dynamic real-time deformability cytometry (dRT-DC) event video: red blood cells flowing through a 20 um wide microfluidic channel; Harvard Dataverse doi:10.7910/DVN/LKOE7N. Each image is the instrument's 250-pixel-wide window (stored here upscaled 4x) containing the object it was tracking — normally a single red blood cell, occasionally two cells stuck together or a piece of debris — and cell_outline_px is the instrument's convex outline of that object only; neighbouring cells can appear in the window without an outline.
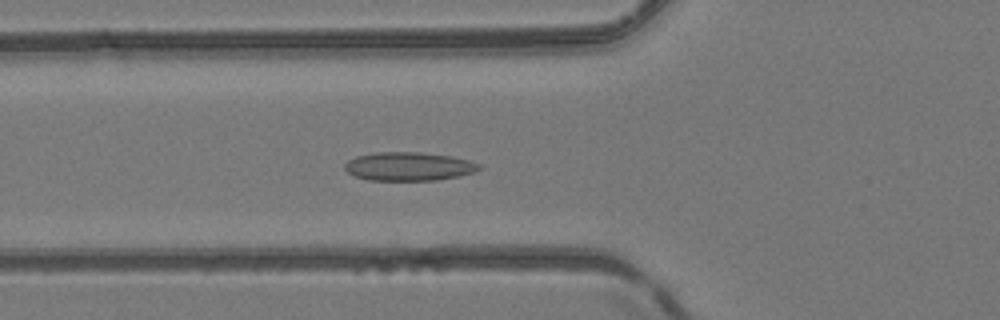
{"species": "common noctule bat (a hibernating species)", "species_latin": "Nyctalus noctula", "temperature_condition": "room temperature", "stored_images_in_passage": 41, "camera_frame_rate_fps": 3000, "um_per_image_px": 0.085, "animal": {"sex": "female", "body_mass_g": 24.6, "forearm_length_mm": 56.2}, "frame": {"image": 1, "passage_image": 9, "time_ms": 2.667, "image_size_px": [1000, 320], "cell_outline_px": [[484, 168], [472, 172], [456, 176], [436, 180], [368, 180], [356, 176], [348, 172], [344, 168], [344, 164], [348, 160], [356, 156], [376, 152], [420, 152], [452, 156], [468, 160], [480, 164]], "centroid_in_image_um": [34.73, 14.13], "position_along_channel_um": 91.1, "area_um2": 22.31}}
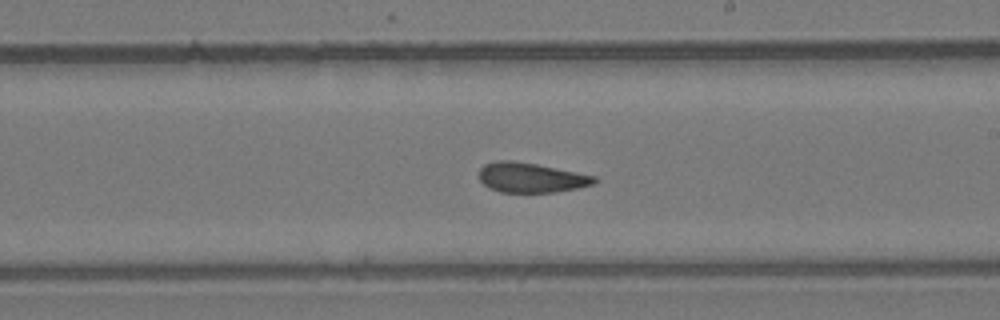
{"frame": {"image": 2, "passage_image": 20, "time_ms": 6.333, "image_size_px": [1000, 320], "cell_outline_px": [[596, 184], [576, 188], [552, 192], [500, 192], [488, 188], [480, 180], [480, 168], [484, 164], [496, 160], [512, 160], [536, 164], [596, 176]], "centroid_in_image_um": [45.11, 15.09], "position_along_channel_um": 243.9, "area_um2": 19.94}}
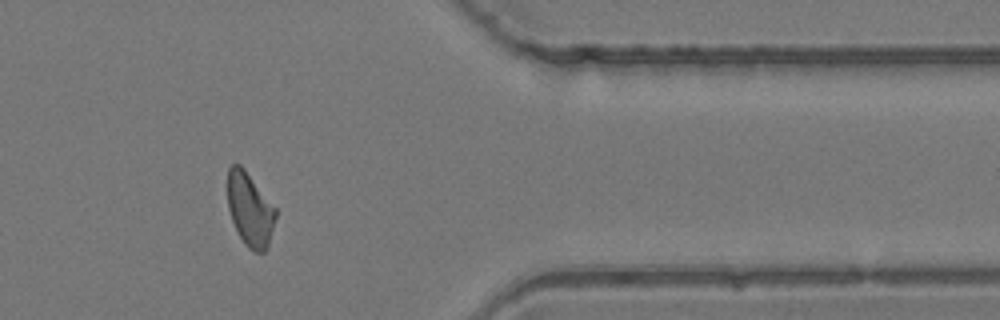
{"frame": {"image": 3, "passage_image": 32, "time_ms": 10.333, "image_size_px": [1000, 320], "cell_outline_px": [[276, 216], [268, 248], [264, 252], [252, 252], [244, 244], [232, 220], [228, 208], [228, 168], [232, 164], [240, 164], [244, 168], [276, 208]], "centroid_in_image_um": [21.25, 17.82], "position_along_channel_um": 390.1, "area_um2": 20.58}, "authors_computed_cell_mechanics": {"area_um2": 20.808, "velocity_mm_per_s": 4.1454, "shape_relaxation_time_tau1_ms": null, "shape_relaxation_time_tau2_ms": 1.9704, "deformation_change_tau1": null, "deformation_change_tau2": 0.088}}